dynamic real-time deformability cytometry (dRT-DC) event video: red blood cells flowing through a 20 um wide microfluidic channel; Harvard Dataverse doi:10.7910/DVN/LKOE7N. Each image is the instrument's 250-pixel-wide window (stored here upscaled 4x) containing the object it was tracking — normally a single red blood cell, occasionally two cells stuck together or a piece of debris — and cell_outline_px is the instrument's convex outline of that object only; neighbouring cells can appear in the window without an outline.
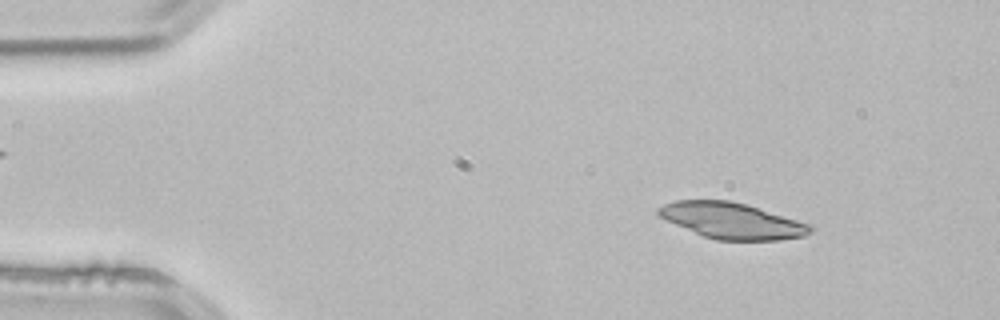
{"species": "common noctule bat (a hibernating species)", "species_latin": "Nyctalus noctula", "temperature_condition": "room temperature", "stored_images_in_passage": 4, "camera_frame_rate_fps": 3000, "um_per_image_px": 0.085, "animal": {"sex": "male", "body_mass_g": 21.5, "forearm_length_mm": 52.0}, "frame": {"image": 1, "passage_image": 2, "time_ms": 0.333, "image_size_px": [1000, 320], "cell_outline_px": [[812, 232], [804, 236], [780, 240], [716, 240], [704, 236], [676, 224], [660, 216], [656, 212], [656, 208], [664, 204], [676, 200], [728, 200], [744, 204], [812, 224]], "centroid_in_image_um": [62.23, 18.76], "position_along_channel_um": 22.8, "area_um2": 31.5}}